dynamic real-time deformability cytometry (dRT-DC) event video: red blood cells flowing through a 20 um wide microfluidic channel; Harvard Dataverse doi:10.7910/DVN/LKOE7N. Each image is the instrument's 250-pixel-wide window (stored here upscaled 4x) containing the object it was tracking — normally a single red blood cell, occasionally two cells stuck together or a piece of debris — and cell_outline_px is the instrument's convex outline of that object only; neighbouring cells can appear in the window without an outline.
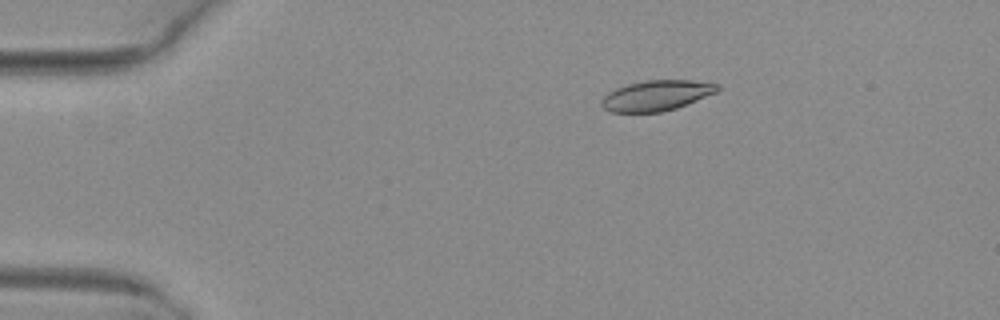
{"species": "common noctule bat (a hibernating species)", "species_latin": "Nyctalus noctula", "temperature_condition": "warm", "stored_images_in_passage": 52, "camera_frame_rate_fps": 3000, "um_per_image_px": 0.085, "animal": {"sex": "female", "body_mass_g": 29.2, "forearm_length_mm": 56.3}, "frame": {"image": 1, "passage_image": 10, "time_ms": 3.0, "image_size_px": [1000, 320], "cell_outline_px": [[720, 88], [716, 92], [676, 108], [660, 112], [608, 112], [600, 104], [600, 100], [608, 92], [616, 88], [628, 84], [644, 80], [692, 80], [720, 84]], "centroid_in_image_um": [55.77, 8.11], "position_along_channel_um": 29.2, "area_um2": 20.52}}
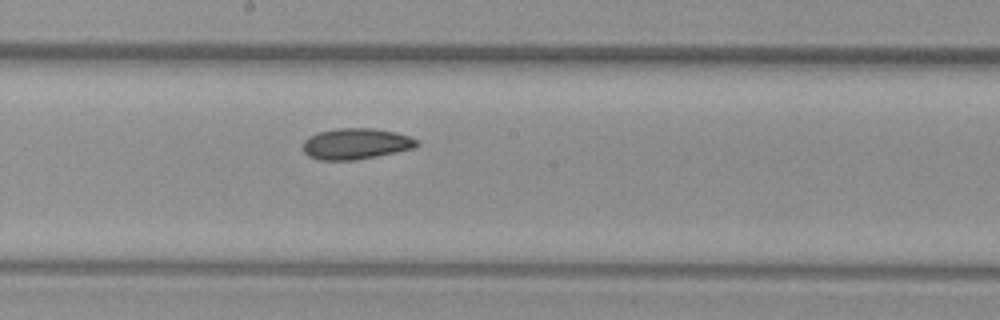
{"frame": {"image": 2, "passage_image": 29, "time_ms": 9.333, "image_size_px": [1000, 320], "cell_outline_px": [[420, 144], [416, 148], [356, 160], [316, 160], [308, 156], [304, 152], [304, 140], [308, 136], [320, 132], [336, 128], [372, 128], [396, 132], [408, 136], [416, 140]], "centroid_in_image_um": [30.25, 12.22], "position_along_channel_um": 218.0, "area_um2": 20.63}}
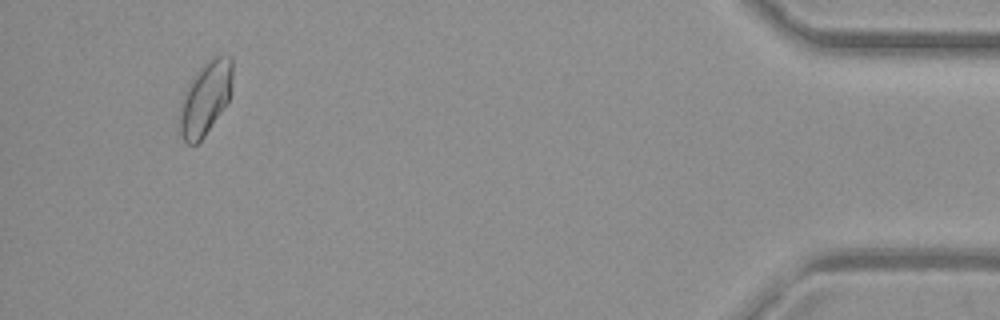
{"frame": {"image": 3, "passage_image": 49, "time_ms": 16.0, "image_size_px": [1000, 320], "cell_outline_px": [[232, 92], [228, 100], [204, 136], [196, 144], [188, 144], [184, 140], [180, 132], [176, 120], [176, 116], [184, 92], [188, 84], [200, 68], [208, 60], [216, 56], [232, 56]], "centroid_in_image_um": [17.42, 8.36], "position_along_channel_um": 417.8, "area_um2": 22.66}, "authors_computed_cell_mechanics": {"area_um2": 20.8947, "velocity_mm_per_s": 4.0708, "shape_relaxation_time_tau1_ms": 5.75, "shape_relaxation_time_tau2_ms": 5.7554, "deformation_change_tau1": 0.1203, "deformation_change_tau2": 0.0793}}